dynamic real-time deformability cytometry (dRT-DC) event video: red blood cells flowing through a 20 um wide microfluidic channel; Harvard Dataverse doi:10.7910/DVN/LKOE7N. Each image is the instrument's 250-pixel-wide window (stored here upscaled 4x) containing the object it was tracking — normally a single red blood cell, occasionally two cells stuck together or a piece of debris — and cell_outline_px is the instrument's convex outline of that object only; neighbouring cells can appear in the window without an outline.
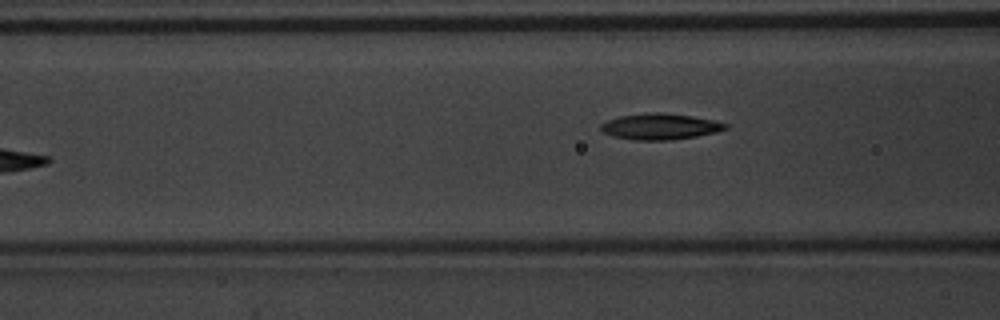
{"species": "common noctule bat (a hibernating species)", "species_latin": "Nyctalus noctula", "temperature_condition": "warm", "stored_images_in_passage": 5, "camera_frame_rate_fps": 3000, "um_per_image_px": 0.085, "animal": {"sex": "male", "body_mass_g": 20.1, "forearm_length_mm": 53.5}, "frame": {"image": 1, "passage_image": 5, "time_ms": 1.333, "image_size_px": [1000, 320], "cell_outline_px": [[728, 128], [716, 132], [696, 136], [668, 140], [632, 140], [612, 136], [604, 132], [600, 128], [600, 124], [608, 120], [620, 116], [648, 112], [660, 112], [692, 116], [712, 120], [728, 124]], "centroid_in_image_um": [56.09, 10.75], "position_along_channel_um": 110.5, "area_um2": 18.84}}